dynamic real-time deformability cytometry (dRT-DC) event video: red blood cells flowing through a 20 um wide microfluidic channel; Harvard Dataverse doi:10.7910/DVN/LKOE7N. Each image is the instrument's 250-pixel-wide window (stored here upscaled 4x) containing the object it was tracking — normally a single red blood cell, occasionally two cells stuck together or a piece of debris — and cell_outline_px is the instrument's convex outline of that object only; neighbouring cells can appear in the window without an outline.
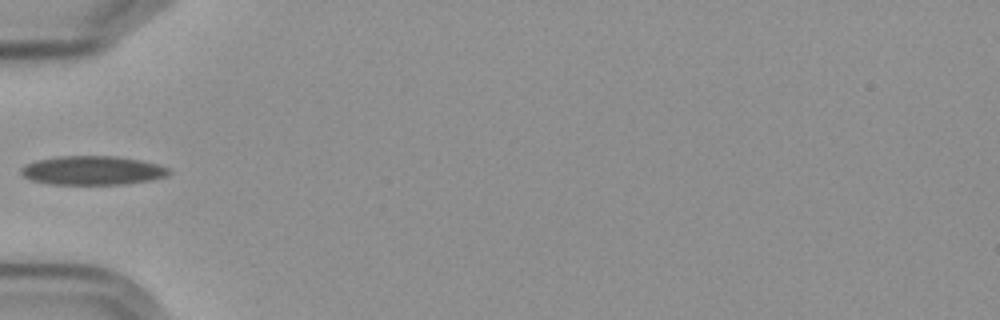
{"species": "Egyptian fruit bat (a non-hibernating species)", "species_latin": "Rousettus aegyptiacus", "temperature_condition": "cold", "stored_images_in_passage": 38, "camera_frame_rate_fps": 3000, "um_per_image_px": 0.085, "frame": {"image": 1, "passage_image": 1, "time_ms": 0.0, "image_size_px": [1000, 320], "cell_outline_px": [[172, 172], [168, 176], [152, 180], [124, 184], [48, 184], [32, 180], [24, 176], [20, 172], [20, 168], [24, 164], [36, 160], [56, 156], [112, 156], [140, 160], [160, 164], [168, 168]], "centroid_in_image_um": [7.87, 14.48], "position_along_channel_um": 77.1, "area_um2": 25.14}}
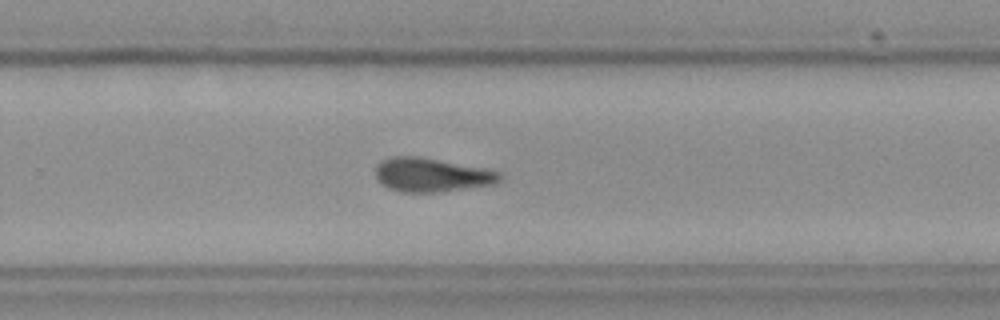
{"frame": {"image": 2, "passage_image": 19, "time_ms": 6.0, "image_size_px": [1000, 320], "cell_outline_px": [[500, 180], [496, 184], [440, 192], [400, 192], [388, 188], [380, 184], [376, 176], [376, 164], [380, 160], [392, 156], [420, 156], [484, 168], [500, 172]], "centroid_in_image_um": [36.65, 14.86], "position_along_channel_um": 293.2, "area_um2": 24.74}}
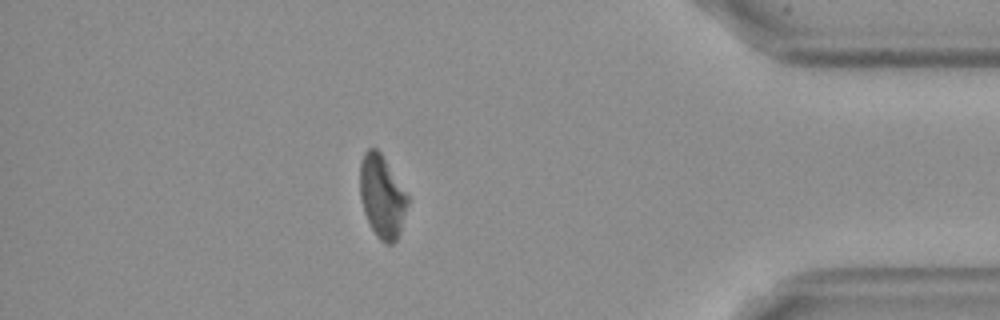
{"frame": {"image": 3, "passage_image": 31, "time_ms": 10.0, "image_size_px": [1000, 320], "cell_outline_px": [[408, 204], [400, 232], [396, 240], [392, 244], [384, 244], [376, 236], [364, 212], [360, 196], [360, 164], [364, 152], [368, 148], [376, 148], [380, 152], [408, 196]], "centroid_in_image_um": [32.46, 16.72], "position_along_channel_um": 402.7, "area_um2": 22.72}, "authors_computed_cell_mechanics": {"area_um2": 24.6228, "velocity_mm_per_s": 3.5868, "shape_relaxation_time_tau1_ms": 6.5639, "shape_relaxation_time_tau2_ms": null, "deformation_change_tau1": 0.1434, "deformation_change_tau2": null}}